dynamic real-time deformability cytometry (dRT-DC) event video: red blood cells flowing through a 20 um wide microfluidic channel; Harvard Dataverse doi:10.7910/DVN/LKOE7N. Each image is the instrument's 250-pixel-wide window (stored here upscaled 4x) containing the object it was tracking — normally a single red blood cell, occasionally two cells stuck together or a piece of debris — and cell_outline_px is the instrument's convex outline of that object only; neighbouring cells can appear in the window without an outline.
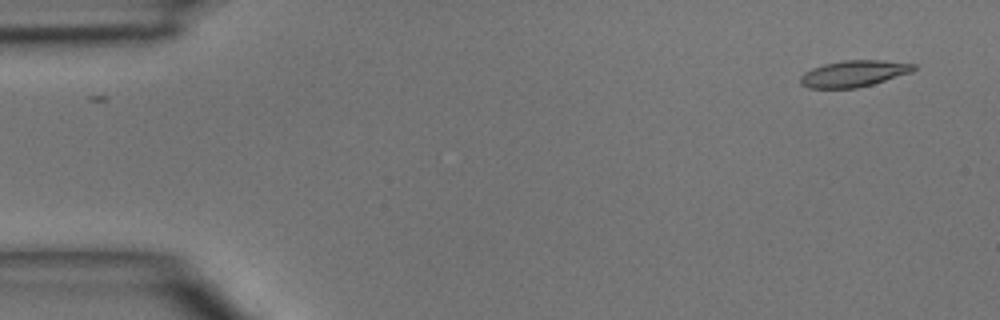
{"species": "common noctule bat (a hibernating species)", "species_latin": "Nyctalus noctula", "temperature_condition": "room temperature", "stored_images_in_passage": 2, "camera_frame_rate_fps": 3000, "um_per_image_px": 0.085, "animal": {"sex": "male", "body_mass_g": 15.6}, "frame": {"image": 1, "passage_image": 2, "time_ms": 1.333, "image_size_px": [1000, 320], "cell_outline_px": [[916, 68], [912, 72], [872, 84], [856, 88], [808, 88], [800, 84], [800, 76], [804, 72], [812, 68], [824, 64], [844, 60], [880, 60], [916, 64]], "centroid_in_image_um": [72.55, 6.25], "position_along_channel_um": 12.4, "area_um2": 17.4}}